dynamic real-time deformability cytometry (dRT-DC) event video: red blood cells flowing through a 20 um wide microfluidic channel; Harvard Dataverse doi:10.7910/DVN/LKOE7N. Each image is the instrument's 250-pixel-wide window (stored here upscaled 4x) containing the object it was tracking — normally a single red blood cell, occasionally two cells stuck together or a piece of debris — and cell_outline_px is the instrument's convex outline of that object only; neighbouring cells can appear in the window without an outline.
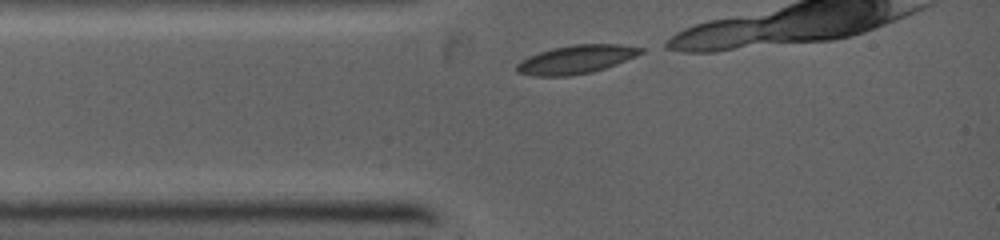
{"species": "common noctule bat (a hibernating species)", "species_latin": "Nyctalus noctula", "temperature_condition": "warm", "stored_images_in_passage": 2, "camera_frame_rate_fps": 5000, "um_per_image_px": 0.085, "animal": {"sex": "female", "body_mass_g": 19.0, "forearm_length_mm": 53.3}, "frame": {"image": 1, "passage_image": 1, "time_ms": 0.0, "image_size_px": [1000, 240], "cell_outline_px": [[644, 52], [636, 56], [616, 64], [592, 72], [568, 76], [532, 76], [516, 72], [516, 64], [520, 60], [528, 56], [552, 48], [576, 44], [620, 44], [644, 48]], "centroid_in_image_um": [48.95, 5.05], "position_along_channel_um": 36.1, "area_um2": 20.63}}